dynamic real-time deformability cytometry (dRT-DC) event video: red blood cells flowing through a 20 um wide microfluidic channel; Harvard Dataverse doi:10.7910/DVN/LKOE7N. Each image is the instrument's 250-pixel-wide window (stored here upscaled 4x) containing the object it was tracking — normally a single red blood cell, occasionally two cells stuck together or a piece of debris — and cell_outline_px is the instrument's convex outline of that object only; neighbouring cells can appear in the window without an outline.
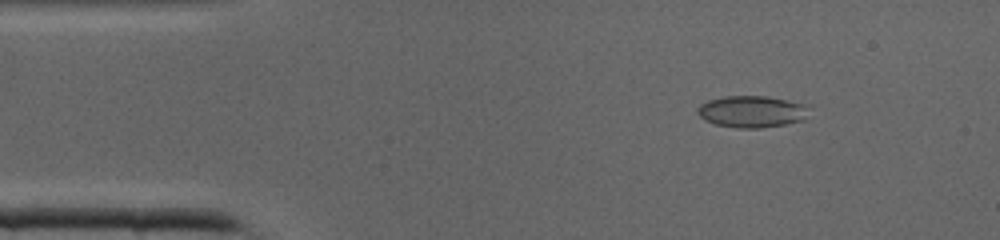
{"species": "common noctule bat (a hibernating species)", "species_latin": "Nyctalus noctula", "temperature_condition": "cold", "stored_images_in_passage": 37, "camera_frame_rate_fps": 3000, "um_per_image_px": 0.085, "animal": {"sex": "male", "body_mass_g": 19.0, "forearm_length_mm": 50.8}, "frame": {"image": 1, "passage_image": 2, "time_ms": 0.333, "image_size_px": [1000, 240], "cell_outline_px": [[804, 120], [784, 124], [760, 128], [736, 128], [716, 124], [704, 120], [696, 112], [700, 104], [708, 100], [724, 96], [768, 96], [804, 104]], "centroid_in_image_um": [63.81, 9.48], "position_along_channel_um": 21.2, "area_um2": 20.29}}
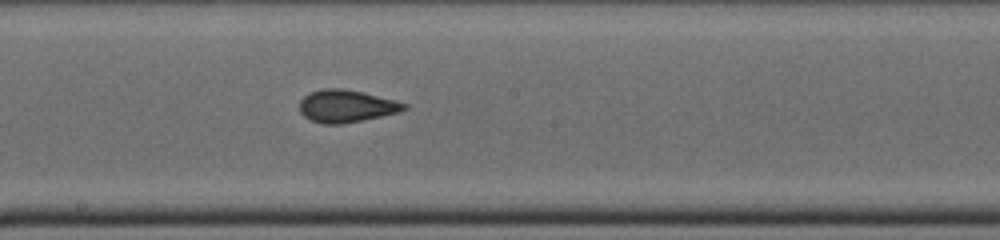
{"frame": {"image": 2, "passage_image": 18, "time_ms": 5.667, "image_size_px": [1000, 240], "cell_outline_px": [[408, 108], [396, 112], [364, 120], [340, 124], [324, 124], [312, 120], [304, 116], [300, 112], [300, 100], [304, 96], [312, 92], [324, 88], [340, 88], [364, 92], [396, 100], [408, 104]], "centroid_in_image_um": [29.44, 9.01], "position_along_channel_um": 218.8, "area_um2": 19.65}}
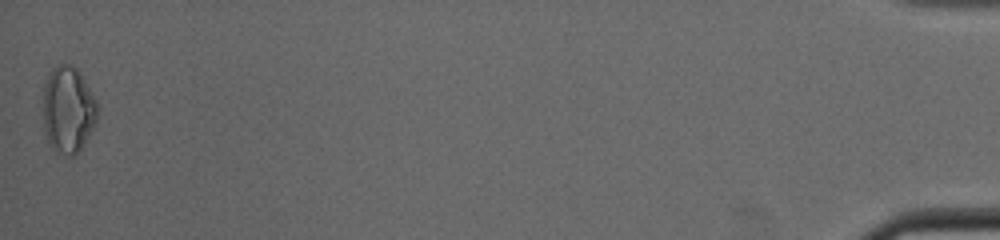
{"frame": {"image": 3, "passage_image": 37, "time_ms": 12.0, "image_size_px": [1000, 240], "cell_outline_px": [[100, 108], [96, 120], [80, 152], [72, 156], [56, 156], [48, 144], [44, 132], [44, 84], [48, 72], [52, 68], [60, 64], [72, 64], [80, 72], [96, 100]], "centroid_in_image_um": [5.78, 9.37], "position_along_channel_um": 429.4, "area_um2": 28.09}}